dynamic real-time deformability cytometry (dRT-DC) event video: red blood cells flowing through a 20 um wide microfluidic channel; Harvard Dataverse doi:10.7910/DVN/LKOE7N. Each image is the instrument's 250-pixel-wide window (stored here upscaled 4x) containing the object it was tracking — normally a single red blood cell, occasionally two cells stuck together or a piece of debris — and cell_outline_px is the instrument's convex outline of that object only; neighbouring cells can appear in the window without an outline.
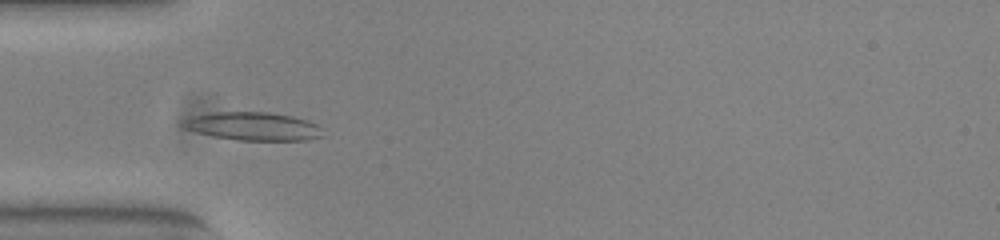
{"species": "common noctule bat (a hibernating species)", "species_latin": "Nyctalus noctula", "temperature_condition": "warm", "stored_images_in_passage": 46, "camera_frame_rate_fps": 3000, "um_per_image_px": 0.085, "animal": {"sex": "female", "body_mass_g": 23.0, "forearm_length_mm": 53.4}, "frame": {"image": 1, "passage_image": 9, "time_ms": 2.667, "image_size_px": [1000, 240], "cell_outline_px": [[324, 136], [308, 140], [236, 140], [212, 136], [196, 132], [184, 128], [180, 124], [180, 120], [192, 116], [212, 112], [268, 112], [292, 116], [308, 120], [316, 124], [320, 128]], "centroid_in_image_um": [21.48, 10.73], "position_along_channel_um": 63.5, "area_um2": 23.18}}
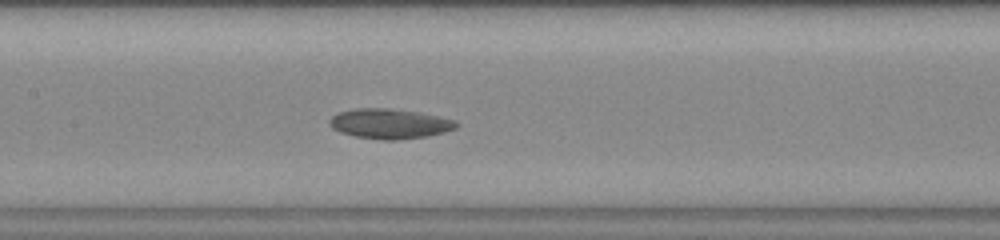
{"frame": {"image": 2, "passage_image": 18, "time_ms": 5.667, "image_size_px": [1000, 240], "cell_outline_px": [[460, 124], [456, 128], [444, 132], [428, 136], [400, 140], [384, 140], [356, 136], [340, 132], [332, 128], [328, 124], [328, 120], [332, 116], [340, 112], [356, 108], [388, 108], [416, 112], [456, 120]], "centroid_in_image_um": [33.12, 10.52], "position_along_channel_um": 174.3, "area_um2": 22.08}}
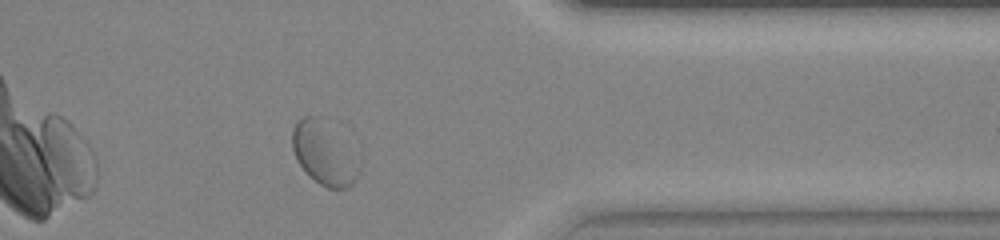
{"frame": {"image": 3, "passage_image": 36, "time_ms": 11.667, "image_size_px": [1000, 240], "cell_outline_px": [[360, 172], [352, 184], [344, 188], [328, 188], [320, 184], [308, 176], [300, 164], [292, 148], [292, 128], [296, 120], [304, 116], [312, 116], [360, 160]], "centroid_in_image_um": [27.49, 13.15], "position_along_channel_um": 383.9, "area_um2": 23.0}, "authors_computed_cell_mechanics": {"area_um2": 22.7732, "velocity_mm_per_s": 3.7386, "shape_relaxation_time_tau1_ms": null, "shape_relaxation_time_tau2_ms": 2.0255, "deformation_change_tau1": null, "deformation_change_tau2": 0.0487}}